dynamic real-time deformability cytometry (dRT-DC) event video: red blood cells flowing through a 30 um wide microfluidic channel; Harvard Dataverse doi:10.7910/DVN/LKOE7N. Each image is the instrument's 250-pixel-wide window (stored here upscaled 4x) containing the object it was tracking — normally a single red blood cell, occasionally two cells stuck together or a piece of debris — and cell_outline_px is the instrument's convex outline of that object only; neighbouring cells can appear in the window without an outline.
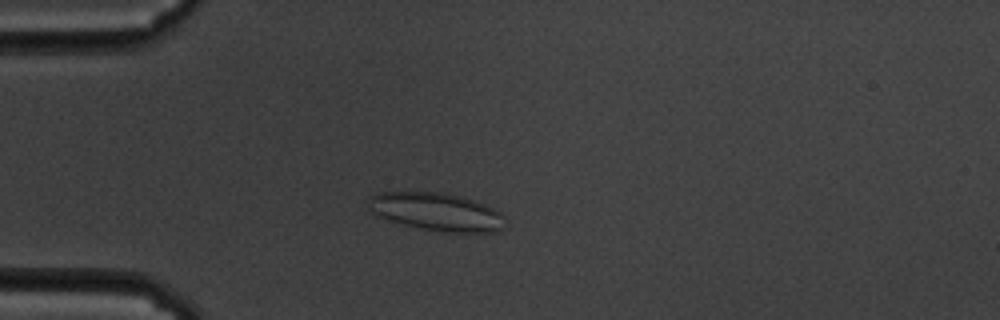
{"species": "common noctule bat (a hibernating species)", "species_latin": "Nyctalus noctula", "temperature_condition": "cold", "stored_images_in_passage": 55, "camera_frame_rate_fps": 3000, "um_per_image_px": 0.085, "animal": {"sex": "male", "body_mass_g": 19.5, "forearm_length_mm": 54.6}, "frame": {"image": 1, "passage_image": 11, "time_ms": 3.333, "image_size_px": [1000, 320], "cell_outline_px": [[504, 216], [500, 228], [496, 232], [444, 232], [420, 228], [404, 224], [376, 216], [368, 208], [368, 196], [376, 192], [444, 192], [460, 196], [484, 204], [500, 212]], "centroid_in_image_um": [37.03, 17.98], "position_along_channel_um": 48.0, "area_um2": 30.11}}
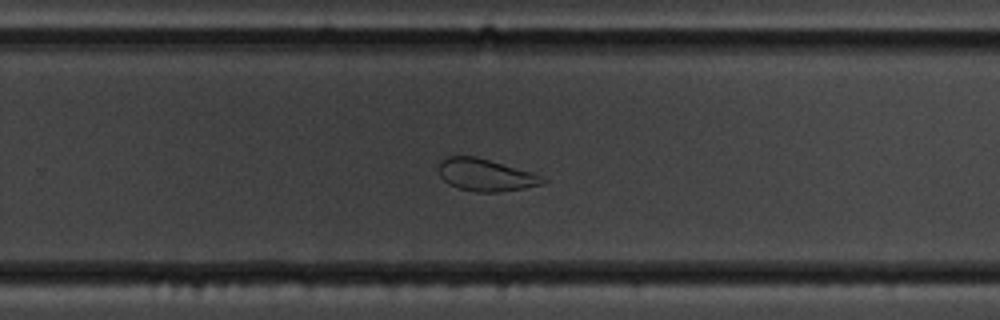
{"frame": {"image": 2, "passage_image": 34, "time_ms": 11.0, "image_size_px": [1000, 320], "cell_outline_px": [[548, 180], [544, 184], [524, 188], [496, 192], [476, 192], [456, 188], [448, 184], [440, 176], [440, 160], [444, 156], [476, 156], [532, 172]], "centroid_in_image_um": [41.26, 14.87], "position_along_channel_um": 288.5, "area_um2": 19.59}}
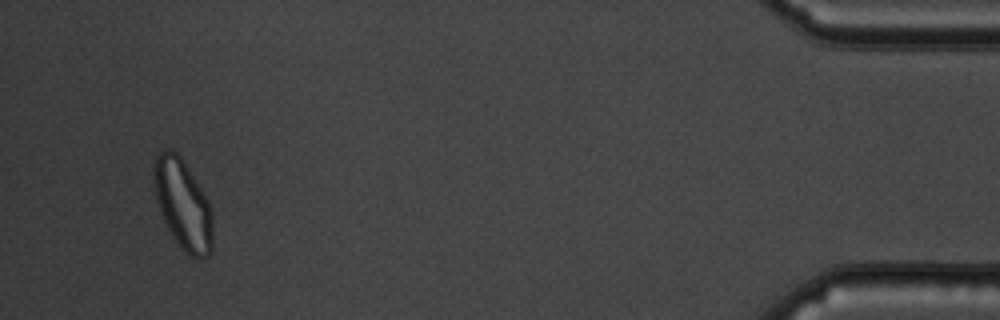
{"frame": {"image": 3, "passage_image": 52, "time_ms": 17.0, "image_size_px": [1000, 320], "cell_outline_px": [[212, 252], [208, 256], [200, 260], [184, 252], [168, 228], [160, 212], [156, 200], [152, 180], [152, 164], [156, 156], [164, 148], [168, 148], [176, 152], [184, 160], [208, 200], [212, 208]], "centroid_in_image_um": [15.53, 17.35], "position_along_channel_um": 419.7, "area_um2": 31.27}, "authors_computed_cell_mechanics": {"area_um2": 28.1486, "velocity_mm_per_s": 3.3607, "shape_relaxation_time_tau1_ms": null, "shape_relaxation_time_tau2_ms": 1.5248, "deformation_change_tau1": null, "deformation_change_tau2": 0.0794}}